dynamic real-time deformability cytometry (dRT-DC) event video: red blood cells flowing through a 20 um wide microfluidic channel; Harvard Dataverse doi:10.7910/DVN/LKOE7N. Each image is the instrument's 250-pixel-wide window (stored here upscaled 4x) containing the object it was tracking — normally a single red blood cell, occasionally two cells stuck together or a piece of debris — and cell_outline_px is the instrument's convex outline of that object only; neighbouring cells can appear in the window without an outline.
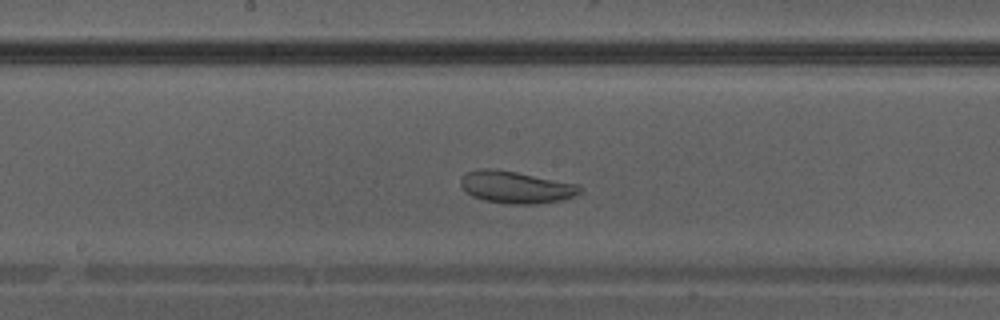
{"species": "Egyptian fruit bat (a non-hibernating species)", "species_latin": "Rousettus aegyptiacus", "temperature_condition": "warm", "stored_images_in_passage": 33, "camera_frame_rate_fps": 3000, "um_per_image_px": 0.085, "animal": {"sex": "male"}, "frame": {"image": 1, "passage_image": 15, "time_ms": 4.667, "image_size_px": [1000, 320], "cell_outline_px": [[584, 188], [576, 196], [564, 200], [540, 204], [508, 204], [484, 200], [472, 196], [460, 184], [460, 180], [468, 172], [480, 168], [492, 168], [516, 172], [580, 184]], "centroid_in_image_um": [43.93, 15.92], "position_along_channel_um": 204.3, "area_um2": 22.48}}